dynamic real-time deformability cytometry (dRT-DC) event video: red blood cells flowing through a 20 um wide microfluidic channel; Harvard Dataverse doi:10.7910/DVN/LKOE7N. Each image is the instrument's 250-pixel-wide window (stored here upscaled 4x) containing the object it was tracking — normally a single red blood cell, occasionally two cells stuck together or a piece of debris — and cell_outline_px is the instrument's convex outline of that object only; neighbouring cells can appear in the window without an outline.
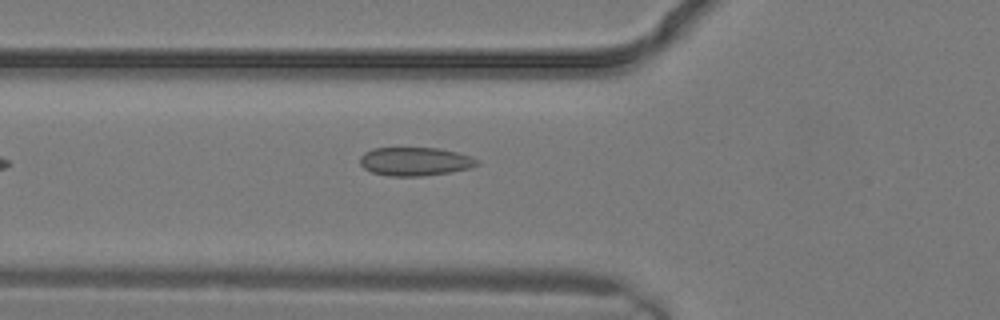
{"species": "common noctule bat (a hibernating species)", "species_latin": "Nyctalus noctula", "temperature_condition": "warm", "stored_images_in_passage": 3, "camera_frame_rate_fps": 3000, "um_per_image_px": 0.085, "animal": {"sex": "male", "body_mass_g": 19.2, "forearm_length_mm": 51.8}, "frame": {"image": 1, "passage_image": 3, "time_ms": 0.667, "image_size_px": [1000, 320], "cell_outline_px": [[480, 164], [468, 168], [452, 172], [420, 176], [388, 176], [372, 172], [364, 168], [360, 164], [360, 156], [364, 152], [372, 148], [440, 148], [472, 156], [480, 160]], "centroid_in_image_um": [35.29, 13.72], "position_along_channel_um": 90.5, "area_um2": 19.59}}